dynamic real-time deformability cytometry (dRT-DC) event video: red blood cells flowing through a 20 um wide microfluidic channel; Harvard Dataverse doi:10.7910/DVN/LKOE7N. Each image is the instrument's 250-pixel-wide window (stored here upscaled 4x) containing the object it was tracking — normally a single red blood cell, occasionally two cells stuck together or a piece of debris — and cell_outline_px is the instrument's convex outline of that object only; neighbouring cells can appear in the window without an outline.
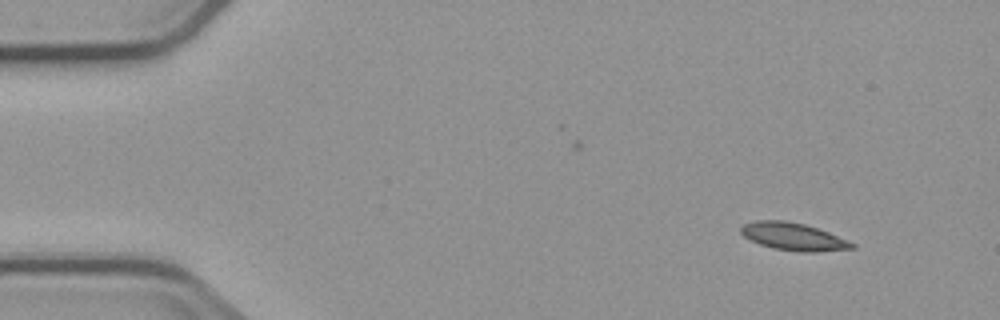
{"species": "common noctule bat (a hibernating species)", "species_latin": "Nyctalus noctula", "temperature_condition": "cold", "stored_images_in_passage": 4, "camera_frame_rate_fps": 3000, "um_per_image_px": 0.085, "animal": {"sex": "male", "body_mass_g": 23.1, "forearm_length_mm": 52.7}, "frame": {"image": 1, "passage_image": 1, "time_ms": 0.0, "image_size_px": [1000, 320], "cell_outline_px": [[856, 248], [816, 252], [800, 252], [772, 248], [760, 244], [744, 236], [740, 232], [740, 228], [744, 224], [756, 220], [784, 220], [804, 224], [828, 232], [856, 244]], "centroid_in_image_um": [67.43, 20.11], "position_along_channel_um": 17.6, "area_um2": 17.74}}